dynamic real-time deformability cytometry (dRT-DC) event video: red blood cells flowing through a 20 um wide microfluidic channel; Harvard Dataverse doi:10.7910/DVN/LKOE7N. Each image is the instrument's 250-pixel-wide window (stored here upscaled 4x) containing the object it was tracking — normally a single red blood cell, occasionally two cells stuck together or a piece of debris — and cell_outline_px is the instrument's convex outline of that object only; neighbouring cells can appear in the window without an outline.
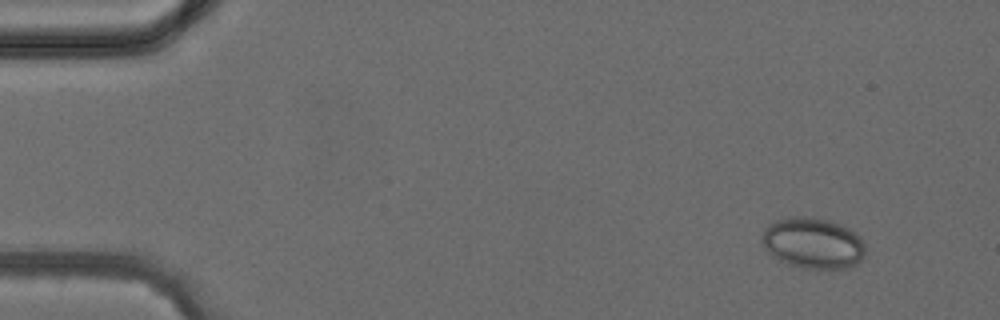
{"species": "common noctule bat (a hibernating species)", "species_latin": "Nyctalus noctula", "temperature_condition": "cold", "stored_images_in_passage": 4, "camera_frame_rate_fps": 3000, "um_per_image_px": 0.085, "animal": {"sex": "female", "body_mass_g": 24.6, "forearm_length_mm": 56.2}, "frame": {"image": 1, "passage_image": 1, "time_ms": 0.0, "image_size_px": [1000, 320], "cell_outline_px": [[864, 256], [852, 268], [804, 268], [788, 264], [772, 256], [764, 248], [764, 228], [768, 224], [776, 220], [792, 216], [808, 216], [828, 220], [840, 224], [848, 228], [860, 236], [864, 244]], "centroid_in_image_um": [69.11, 20.66], "position_along_channel_um": 15.9, "area_um2": 30.63}}
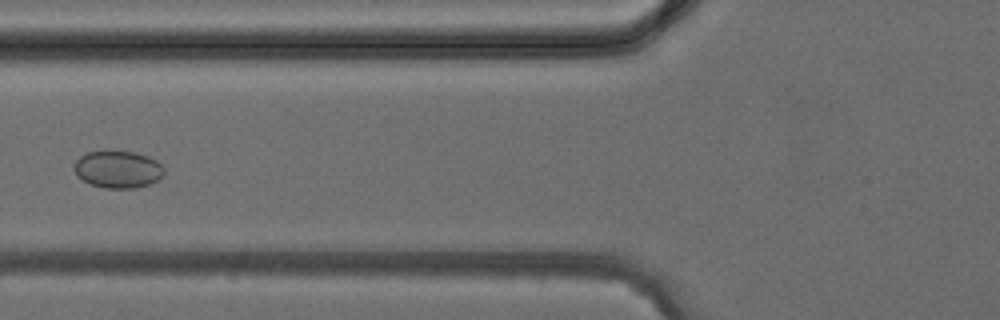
{"frame": {"image": 2, "passage_image": 4, "time_ms": 4.333, "image_size_px": [1000, 320], "cell_outline_px": [[164, 176], [148, 184], [136, 188], [104, 188], [92, 184], [76, 176], [76, 160], [80, 156], [88, 152], [132, 152], [148, 156], [156, 160], [164, 168]], "centroid_in_image_um": [10.05, 14.41], "position_along_channel_um": 115.7, "area_um2": 19.13}}